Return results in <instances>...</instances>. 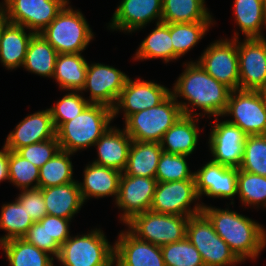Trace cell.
<instances>
[{
	"label": "cell",
	"instance_id": "d590c367",
	"mask_svg": "<svg viewBox=\"0 0 266 266\" xmlns=\"http://www.w3.org/2000/svg\"><path fill=\"white\" fill-rule=\"evenodd\" d=\"M213 21L170 23V36L177 58L184 56L203 38Z\"/></svg>",
	"mask_w": 266,
	"mask_h": 266
},
{
	"label": "cell",
	"instance_id": "d6986e66",
	"mask_svg": "<svg viewBox=\"0 0 266 266\" xmlns=\"http://www.w3.org/2000/svg\"><path fill=\"white\" fill-rule=\"evenodd\" d=\"M114 246L116 266H166L160 246L138 239L129 230L120 232Z\"/></svg>",
	"mask_w": 266,
	"mask_h": 266
},
{
	"label": "cell",
	"instance_id": "ab89813d",
	"mask_svg": "<svg viewBox=\"0 0 266 266\" xmlns=\"http://www.w3.org/2000/svg\"><path fill=\"white\" fill-rule=\"evenodd\" d=\"M239 169L266 177V139L263 134L247 136Z\"/></svg>",
	"mask_w": 266,
	"mask_h": 266
},
{
	"label": "cell",
	"instance_id": "f546056e",
	"mask_svg": "<svg viewBox=\"0 0 266 266\" xmlns=\"http://www.w3.org/2000/svg\"><path fill=\"white\" fill-rule=\"evenodd\" d=\"M205 0H163L162 19L165 24L213 21Z\"/></svg>",
	"mask_w": 266,
	"mask_h": 266
},
{
	"label": "cell",
	"instance_id": "836d02e7",
	"mask_svg": "<svg viewBox=\"0 0 266 266\" xmlns=\"http://www.w3.org/2000/svg\"><path fill=\"white\" fill-rule=\"evenodd\" d=\"M74 153L60 150L39 168V188L54 187L74 182L73 165L70 155Z\"/></svg>",
	"mask_w": 266,
	"mask_h": 266
},
{
	"label": "cell",
	"instance_id": "2e32d148",
	"mask_svg": "<svg viewBox=\"0 0 266 266\" xmlns=\"http://www.w3.org/2000/svg\"><path fill=\"white\" fill-rule=\"evenodd\" d=\"M247 136L238 126L216 118L208 141L212 161L239 169Z\"/></svg>",
	"mask_w": 266,
	"mask_h": 266
},
{
	"label": "cell",
	"instance_id": "bcb514c9",
	"mask_svg": "<svg viewBox=\"0 0 266 266\" xmlns=\"http://www.w3.org/2000/svg\"><path fill=\"white\" fill-rule=\"evenodd\" d=\"M69 222L70 219L47 215V232L60 246L71 236Z\"/></svg>",
	"mask_w": 266,
	"mask_h": 266
},
{
	"label": "cell",
	"instance_id": "603a6c76",
	"mask_svg": "<svg viewBox=\"0 0 266 266\" xmlns=\"http://www.w3.org/2000/svg\"><path fill=\"white\" fill-rule=\"evenodd\" d=\"M122 172L97 165L92 162L84 169L83 183L78 181L81 196L85 202L90 197L102 198L115 196V201L118 196L119 184Z\"/></svg>",
	"mask_w": 266,
	"mask_h": 266
},
{
	"label": "cell",
	"instance_id": "ac0fdd59",
	"mask_svg": "<svg viewBox=\"0 0 266 266\" xmlns=\"http://www.w3.org/2000/svg\"><path fill=\"white\" fill-rule=\"evenodd\" d=\"M238 168H231L210 160L194 172L196 191L213 198H231L237 195Z\"/></svg>",
	"mask_w": 266,
	"mask_h": 266
},
{
	"label": "cell",
	"instance_id": "d4e9b609",
	"mask_svg": "<svg viewBox=\"0 0 266 266\" xmlns=\"http://www.w3.org/2000/svg\"><path fill=\"white\" fill-rule=\"evenodd\" d=\"M40 189L47 215L71 220L84 204L78 181Z\"/></svg>",
	"mask_w": 266,
	"mask_h": 266
},
{
	"label": "cell",
	"instance_id": "f6af8a7d",
	"mask_svg": "<svg viewBox=\"0 0 266 266\" xmlns=\"http://www.w3.org/2000/svg\"><path fill=\"white\" fill-rule=\"evenodd\" d=\"M16 199L23 205L28 216L34 222L40 221L47 215L44 197L40 188L22 190Z\"/></svg>",
	"mask_w": 266,
	"mask_h": 266
},
{
	"label": "cell",
	"instance_id": "f35d334b",
	"mask_svg": "<svg viewBox=\"0 0 266 266\" xmlns=\"http://www.w3.org/2000/svg\"><path fill=\"white\" fill-rule=\"evenodd\" d=\"M9 181L21 190L37 189L39 168L16 151L9 150Z\"/></svg>",
	"mask_w": 266,
	"mask_h": 266
},
{
	"label": "cell",
	"instance_id": "cb8c5ba5",
	"mask_svg": "<svg viewBox=\"0 0 266 266\" xmlns=\"http://www.w3.org/2000/svg\"><path fill=\"white\" fill-rule=\"evenodd\" d=\"M25 27L5 21L0 26V61L12 70L23 66L30 39L35 34Z\"/></svg>",
	"mask_w": 266,
	"mask_h": 266
},
{
	"label": "cell",
	"instance_id": "3957f363",
	"mask_svg": "<svg viewBox=\"0 0 266 266\" xmlns=\"http://www.w3.org/2000/svg\"><path fill=\"white\" fill-rule=\"evenodd\" d=\"M112 120V108L103 104L90 103L78 116L62 123L56 129L60 148L75 153L80 149L94 146L110 127Z\"/></svg>",
	"mask_w": 266,
	"mask_h": 266
},
{
	"label": "cell",
	"instance_id": "ffe728a7",
	"mask_svg": "<svg viewBox=\"0 0 266 266\" xmlns=\"http://www.w3.org/2000/svg\"><path fill=\"white\" fill-rule=\"evenodd\" d=\"M163 0H122L116 8L110 27L113 30L127 31L128 33L139 30L147 23L162 19Z\"/></svg>",
	"mask_w": 266,
	"mask_h": 266
},
{
	"label": "cell",
	"instance_id": "7a4b0ae2",
	"mask_svg": "<svg viewBox=\"0 0 266 266\" xmlns=\"http://www.w3.org/2000/svg\"><path fill=\"white\" fill-rule=\"evenodd\" d=\"M202 212L241 262L248 258L256 259L265 248L266 231L263 225L229 209L203 205Z\"/></svg>",
	"mask_w": 266,
	"mask_h": 266
},
{
	"label": "cell",
	"instance_id": "1f68e13d",
	"mask_svg": "<svg viewBox=\"0 0 266 266\" xmlns=\"http://www.w3.org/2000/svg\"><path fill=\"white\" fill-rule=\"evenodd\" d=\"M0 246L10 266H55L53 256L23 238L7 240Z\"/></svg>",
	"mask_w": 266,
	"mask_h": 266
},
{
	"label": "cell",
	"instance_id": "83f0119b",
	"mask_svg": "<svg viewBox=\"0 0 266 266\" xmlns=\"http://www.w3.org/2000/svg\"><path fill=\"white\" fill-rule=\"evenodd\" d=\"M88 63L81 53L58 54L53 78L59 88L81 91L85 84Z\"/></svg>",
	"mask_w": 266,
	"mask_h": 266
},
{
	"label": "cell",
	"instance_id": "52a82bcc",
	"mask_svg": "<svg viewBox=\"0 0 266 266\" xmlns=\"http://www.w3.org/2000/svg\"><path fill=\"white\" fill-rule=\"evenodd\" d=\"M186 237L201 254L205 266H236L241 263L203 212L189 217Z\"/></svg>",
	"mask_w": 266,
	"mask_h": 266
},
{
	"label": "cell",
	"instance_id": "44dd1931",
	"mask_svg": "<svg viewBox=\"0 0 266 266\" xmlns=\"http://www.w3.org/2000/svg\"><path fill=\"white\" fill-rule=\"evenodd\" d=\"M56 137L49 109L38 111L26 116L15 129L11 131L4 147L16 151L33 143L43 142Z\"/></svg>",
	"mask_w": 266,
	"mask_h": 266
},
{
	"label": "cell",
	"instance_id": "4fadbf2b",
	"mask_svg": "<svg viewBox=\"0 0 266 266\" xmlns=\"http://www.w3.org/2000/svg\"><path fill=\"white\" fill-rule=\"evenodd\" d=\"M237 50L239 60V89L266 90V38H246L239 41ZM239 41V42H238Z\"/></svg>",
	"mask_w": 266,
	"mask_h": 266
},
{
	"label": "cell",
	"instance_id": "b9f144b4",
	"mask_svg": "<svg viewBox=\"0 0 266 266\" xmlns=\"http://www.w3.org/2000/svg\"><path fill=\"white\" fill-rule=\"evenodd\" d=\"M80 91H70L64 95L57 103L51 108H48L55 129L62 123L74 119L78 116L90 103L82 95L78 94Z\"/></svg>",
	"mask_w": 266,
	"mask_h": 266
},
{
	"label": "cell",
	"instance_id": "c3c4849f",
	"mask_svg": "<svg viewBox=\"0 0 266 266\" xmlns=\"http://www.w3.org/2000/svg\"><path fill=\"white\" fill-rule=\"evenodd\" d=\"M4 4L0 3V26L6 21Z\"/></svg>",
	"mask_w": 266,
	"mask_h": 266
},
{
	"label": "cell",
	"instance_id": "484cf974",
	"mask_svg": "<svg viewBox=\"0 0 266 266\" xmlns=\"http://www.w3.org/2000/svg\"><path fill=\"white\" fill-rule=\"evenodd\" d=\"M198 119L196 116L182 115L163 135L159 142L162 150L179 155L192 154L199 137Z\"/></svg>",
	"mask_w": 266,
	"mask_h": 266
},
{
	"label": "cell",
	"instance_id": "f907efd6",
	"mask_svg": "<svg viewBox=\"0 0 266 266\" xmlns=\"http://www.w3.org/2000/svg\"><path fill=\"white\" fill-rule=\"evenodd\" d=\"M262 2L264 3V5L266 6V0H262Z\"/></svg>",
	"mask_w": 266,
	"mask_h": 266
},
{
	"label": "cell",
	"instance_id": "ee69618b",
	"mask_svg": "<svg viewBox=\"0 0 266 266\" xmlns=\"http://www.w3.org/2000/svg\"><path fill=\"white\" fill-rule=\"evenodd\" d=\"M23 239L51 256L57 258L59 255L60 245L47 232V215L40 221L34 222Z\"/></svg>",
	"mask_w": 266,
	"mask_h": 266
},
{
	"label": "cell",
	"instance_id": "9c48e42d",
	"mask_svg": "<svg viewBox=\"0 0 266 266\" xmlns=\"http://www.w3.org/2000/svg\"><path fill=\"white\" fill-rule=\"evenodd\" d=\"M231 115L234 119L227 122L238 126L249 135L266 133V103L263 91L231 90L223 116Z\"/></svg>",
	"mask_w": 266,
	"mask_h": 266
},
{
	"label": "cell",
	"instance_id": "6da1fadb",
	"mask_svg": "<svg viewBox=\"0 0 266 266\" xmlns=\"http://www.w3.org/2000/svg\"><path fill=\"white\" fill-rule=\"evenodd\" d=\"M184 66L186 67L184 72L178 77L171 91L182 114L194 117L198 115L202 117L206 114L208 117L222 116L226 110L231 89L210 76L198 62L190 61L188 64L184 63ZM178 96L187 100L188 104L178 102ZM195 107L203 110L204 114L192 111Z\"/></svg>",
	"mask_w": 266,
	"mask_h": 266
},
{
	"label": "cell",
	"instance_id": "8d00e7d4",
	"mask_svg": "<svg viewBox=\"0 0 266 266\" xmlns=\"http://www.w3.org/2000/svg\"><path fill=\"white\" fill-rule=\"evenodd\" d=\"M237 194L244 205L266 207V177L238 169Z\"/></svg>",
	"mask_w": 266,
	"mask_h": 266
},
{
	"label": "cell",
	"instance_id": "30bf717a",
	"mask_svg": "<svg viewBox=\"0 0 266 266\" xmlns=\"http://www.w3.org/2000/svg\"><path fill=\"white\" fill-rule=\"evenodd\" d=\"M3 4L7 22L38 34L69 4V0H4Z\"/></svg>",
	"mask_w": 266,
	"mask_h": 266
},
{
	"label": "cell",
	"instance_id": "4dcf8cb0",
	"mask_svg": "<svg viewBox=\"0 0 266 266\" xmlns=\"http://www.w3.org/2000/svg\"><path fill=\"white\" fill-rule=\"evenodd\" d=\"M235 22L245 38H264L262 26L266 27V6L262 0H234Z\"/></svg>",
	"mask_w": 266,
	"mask_h": 266
},
{
	"label": "cell",
	"instance_id": "d6a6232c",
	"mask_svg": "<svg viewBox=\"0 0 266 266\" xmlns=\"http://www.w3.org/2000/svg\"><path fill=\"white\" fill-rule=\"evenodd\" d=\"M134 57L135 60L162 58L166 63L177 60L170 36V24L156 23V27L142 41Z\"/></svg>",
	"mask_w": 266,
	"mask_h": 266
},
{
	"label": "cell",
	"instance_id": "e575fe53",
	"mask_svg": "<svg viewBox=\"0 0 266 266\" xmlns=\"http://www.w3.org/2000/svg\"><path fill=\"white\" fill-rule=\"evenodd\" d=\"M33 223L17 199L13 203L4 204L0 214V229L5 230L7 234L0 237V244L10 239L23 238Z\"/></svg>",
	"mask_w": 266,
	"mask_h": 266
},
{
	"label": "cell",
	"instance_id": "7c38bea8",
	"mask_svg": "<svg viewBox=\"0 0 266 266\" xmlns=\"http://www.w3.org/2000/svg\"><path fill=\"white\" fill-rule=\"evenodd\" d=\"M201 55L197 62L210 76L231 90L239 89L237 38L217 40Z\"/></svg>",
	"mask_w": 266,
	"mask_h": 266
},
{
	"label": "cell",
	"instance_id": "8fae6325",
	"mask_svg": "<svg viewBox=\"0 0 266 266\" xmlns=\"http://www.w3.org/2000/svg\"><path fill=\"white\" fill-rule=\"evenodd\" d=\"M199 199L195 180L157 182L150 211L160 214L194 216L202 212L203 203L191 209L193 201Z\"/></svg>",
	"mask_w": 266,
	"mask_h": 266
},
{
	"label": "cell",
	"instance_id": "5bb4252c",
	"mask_svg": "<svg viewBox=\"0 0 266 266\" xmlns=\"http://www.w3.org/2000/svg\"><path fill=\"white\" fill-rule=\"evenodd\" d=\"M129 76L122 71L101 63L88 64L82 91L89 90V103L113 108Z\"/></svg>",
	"mask_w": 266,
	"mask_h": 266
},
{
	"label": "cell",
	"instance_id": "74e56055",
	"mask_svg": "<svg viewBox=\"0 0 266 266\" xmlns=\"http://www.w3.org/2000/svg\"><path fill=\"white\" fill-rule=\"evenodd\" d=\"M187 155L172 154L163 151L156 170L157 182L195 180L194 172L189 170Z\"/></svg>",
	"mask_w": 266,
	"mask_h": 266
},
{
	"label": "cell",
	"instance_id": "f1b7e54d",
	"mask_svg": "<svg viewBox=\"0 0 266 266\" xmlns=\"http://www.w3.org/2000/svg\"><path fill=\"white\" fill-rule=\"evenodd\" d=\"M57 56L58 52L40 33L34 34L22 67L43 77H53Z\"/></svg>",
	"mask_w": 266,
	"mask_h": 266
},
{
	"label": "cell",
	"instance_id": "7402d4cb",
	"mask_svg": "<svg viewBox=\"0 0 266 266\" xmlns=\"http://www.w3.org/2000/svg\"><path fill=\"white\" fill-rule=\"evenodd\" d=\"M125 129L110 126L94 144L97 146L98 159L93 163L124 172L128 162V153L132 143Z\"/></svg>",
	"mask_w": 266,
	"mask_h": 266
},
{
	"label": "cell",
	"instance_id": "8992f818",
	"mask_svg": "<svg viewBox=\"0 0 266 266\" xmlns=\"http://www.w3.org/2000/svg\"><path fill=\"white\" fill-rule=\"evenodd\" d=\"M182 115L179 104L170 94L158 106L130 115L125 120V131L138 142H160L165 132Z\"/></svg>",
	"mask_w": 266,
	"mask_h": 266
},
{
	"label": "cell",
	"instance_id": "681fc988",
	"mask_svg": "<svg viewBox=\"0 0 266 266\" xmlns=\"http://www.w3.org/2000/svg\"><path fill=\"white\" fill-rule=\"evenodd\" d=\"M263 94H264V100H265V103H266V90L263 91Z\"/></svg>",
	"mask_w": 266,
	"mask_h": 266
},
{
	"label": "cell",
	"instance_id": "7dc6e473",
	"mask_svg": "<svg viewBox=\"0 0 266 266\" xmlns=\"http://www.w3.org/2000/svg\"><path fill=\"white\" fill-rule=\"evenodd\" d=\"M9 180V149L0 150V182Z\"/></svg>",
	"mask_w": 266,
	"mask_h": 266
},
{
	"label": "cell",
	"instance_id": "277c9868",
	"mask_svg": "<svg viewBox=\"0 0 266 266\" xmlns=\"http://www.w3.org/2000/svg\"><path fill=\"white\" fill-rule=\"evenodd\" d=\"M67 5L40 34L58 54L81 53L94 34L82 12Z\"/></svg>",
	"mask_w": 266,
	"mask_h": 266
},
{
	"label": "cell",
	"instance_id": "60d3db41",
	"mask_svg": "<svg viewBox=\"0 0 266 266\" xmlns=\"http://www.w3.org/2000/svg\"><path fill=\"white\" fill-rule=\"evenodd\" d=\"M161 250L166 266H205L201 254L187 237L161 246Z\"/></svg>",
	"mask_w": 266,
	"mask_h": 266
},
{
	"label": "cell",
	"instance_id": "5b68a950",
	"mask_svg": "<svg viewBox=\"0 0 266 266\" xmlns=\"http://www.w3.org/2000/svg\"><path fill=\"white\" fill-rule=\"evenodd\" d=\"M115 246L100 229L82 236H70L61 246L57 259L63 266H113Z\"/></svg>",
	"mask_w": 266,
	"mask_h": 266
},
{
	"label": "cell",
	"instance_id": "e0dca14e",
	"mask_svg": "<svg viewBox=\"0 0 266 266\" xmlns=\"http://www.w3.org/2000/svg\"><path fill=\"white\" fill-rule=\"evenodd\" d=\"M171 91L164 85L141 79L131 80L129 77L122 89L115 106L112 108L113 119L120 109L124 111V119L130 115L158 106L163 102Z\"/></svg>",
	"mask_w": 266,
	"mask_h": 266
},
{
	"label": "cell",
	"instance_id": "9a60e30c",
	"mask_svg": "<svg viewBox=\"0 0 266 266\" xmlns=\"http://www.w3.org/2000/svg\"><path fill=\"white\" fill-rule=\"evenodd\" d=\"M156 185V178L129 176L122 173L115 203L124 211L120 216L123 223L126 224L135 215L150 211Z\"/></svg>",
	"mask_w": 266,
	"mask_h": 266
},
{
	"label": "cell",
	"instance_id": "4316f807",
	"mask_svg": "<svg viewBox=\"0 0 266 266\" xmlns=\"http://www.w3.org/2000/svg\"><path fill=\"white\" fill-rule=\"evenodd\" d=\"M162 152L159 142H138L133 140L124 173L129 176L155 178Z\"/></svg>",
	"mask_w": 266,
	"mask_h": 266
},
{
	"label": "cell",
	"instance_id": "7bdbcfd3",
	"mask_svg": "<svg viewBox=\"0 0 266 266\" xmlns=\"http://www.w3.org/2000/svg\"><path fill=\"white\" fill-rule=\"evenodd\" d=\"M60 150V144L57 137H55L19 148L16 152L40 168Z\"/></svg>",
	"mask_w": 266,
	"mask_h": 266
},
{
	"label": "cell",
	"instance_id": "ba28073f",
	"mask_svg": "<svg viewBox=\"0 0 266 266\" xmlns=\"http://www.w3.org/2000/svg\"><path fill=\"white\" fill-rule=\"evenodd\" d=\"M188 219L187 216L146 211L135 215L126 225L138 239L161 247L186 237Z\"/></svg>",
	"mask_w": 266,
	"mask_h": 266
}]
</instances>
